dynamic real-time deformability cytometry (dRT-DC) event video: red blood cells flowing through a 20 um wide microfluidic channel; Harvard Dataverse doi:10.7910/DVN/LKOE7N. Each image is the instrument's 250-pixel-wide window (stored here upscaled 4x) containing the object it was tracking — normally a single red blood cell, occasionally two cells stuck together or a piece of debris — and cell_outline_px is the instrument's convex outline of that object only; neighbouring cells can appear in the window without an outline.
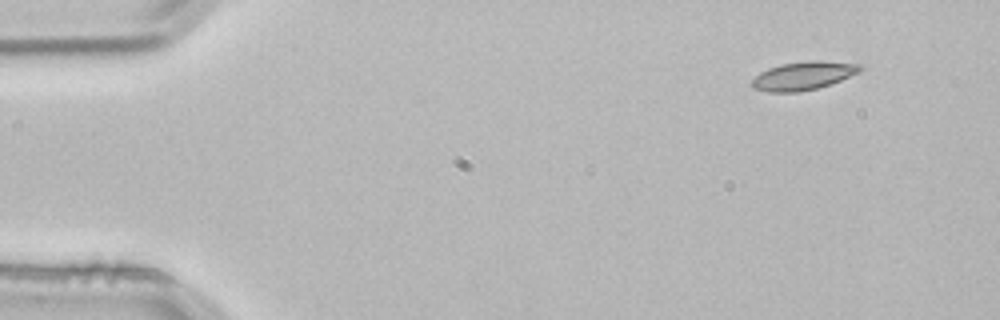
{"species": "common noctule bat (a hibernating species)", "species_latin": "Nyctalus noctula", "temperature_condition": "room temperature", "stored_images_in_passage": 3, "camera_frame_rate_fps": 3000, "um_per_image_px": 0.085, "animal": {"sex": "male", "body_mass_g": 21.5, "forearm_length_mm": 52.0}, "frame": {"image": 1, "passage_image": 1, "time_ms": 0.0, "image_size_px": [1000, 320], "cell_outline_px": [[864, 68], [860, 72], [840, 80], [816, 88], [796, 92], [768, 92], [752, 88], [748, 84], [760, 72], [768, 68], [780, 64], [812, 60], [820, 60], [860, 64]], "centroid_in_image_um": [68.25, 6.43], "position_along_channel_um": 16.8, "area_um2": 17.92}}